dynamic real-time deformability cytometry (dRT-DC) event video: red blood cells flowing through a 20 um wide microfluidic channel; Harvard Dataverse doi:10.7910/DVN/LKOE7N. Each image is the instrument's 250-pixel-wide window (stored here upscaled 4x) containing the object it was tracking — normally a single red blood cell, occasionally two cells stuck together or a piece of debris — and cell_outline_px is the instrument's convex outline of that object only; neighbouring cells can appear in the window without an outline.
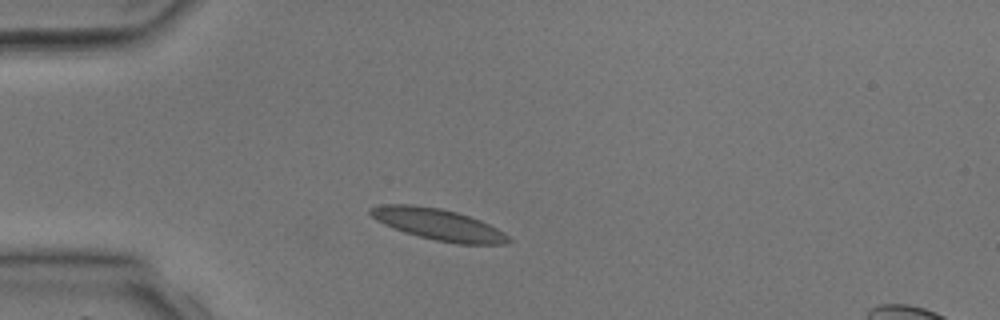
{"species": "common noctule bat (a hibernating species)", "species_latin": "Nyctalus noctula", "temperature_condition": "room temperature", "stored_images_in_passage": 2, "camera_frame_rate_fps": 3000, "um_per_image_px": 0.085, "animal": {"sex": "male", "body_mass_g": 17.9, "forearm_length_mm": 54.2}, "frame": {"image": 1, "passage_image": 2, "time_ms": 1.333, "image_size_px": [1000, 320], "cell_outline_px": [[512, 240], [508, 244], [456, 244], [436, 240], [404, 232], [384, 224], [376, 220], [368, 212], [368, 208], [380, 204], [412, 204], [440, 208], [456, 212], [480, 220], [504, 232]], "centroid_in_image_um": [37.24, 19.07], "position_along_channel_um": 47.8, "area_um2": 25.2}}